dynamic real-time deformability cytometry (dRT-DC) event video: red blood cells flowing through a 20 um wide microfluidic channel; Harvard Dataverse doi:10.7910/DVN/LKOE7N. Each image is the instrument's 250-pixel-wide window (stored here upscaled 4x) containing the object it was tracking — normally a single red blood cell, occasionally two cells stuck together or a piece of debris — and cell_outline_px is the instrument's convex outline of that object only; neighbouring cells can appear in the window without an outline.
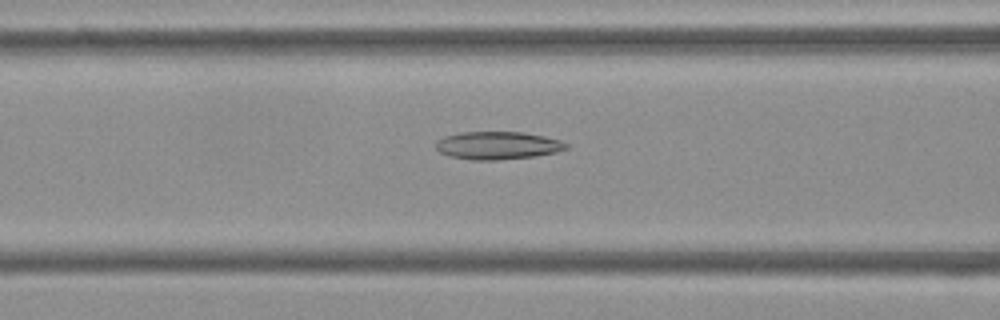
{"species": "Egyptian fruit bat (a non-hibernating species)", "species_latin": "Rousettus aegyptiacus", "temperature_condition": "cold", "stored_images_in_passage": 53, "camera_frame_rate_fps": 3000, "um_per_image_px": 0.085, "frame": {"image": 1, "passage_image": 21, "time_ms": 6.667, "image_size_px": [1000, 320], "cell_outline_px": [[568, 148], [556, 152], [536, 156], [496, 160], [472, 160], [448, 156], [440, 152], [436, 148], [436, 140], [444, 136], [460, 132], [524, 132], [544, 136], [560, 140], [568, 144]], "centroid_in_image_um": [42.29, 12.36], "position_along_channel_um": 124.3, "area_um2": 21.27}}
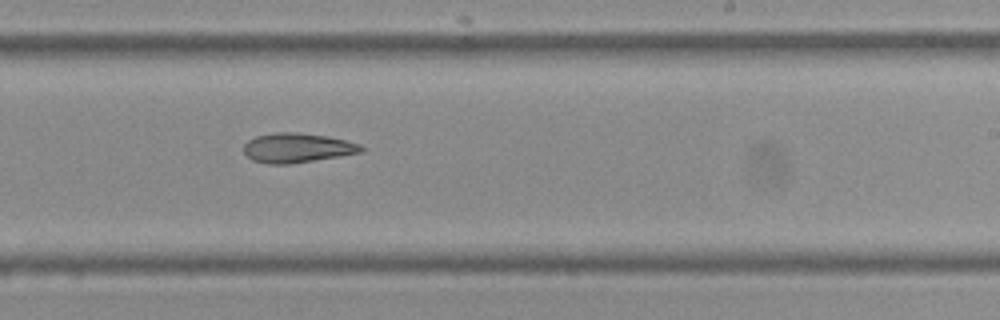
{"frame": {"image": 2, "passage_image": 32, "time_ms": 10.333, "image_size_px": [1000, 320], "cell_outline_px": [[364, 152], [340, 156], [288, 164], [268, 164], [252, 160], [244, 152], [244, 144], [248, 140], [256, 136], [276, 132], [296, 132], [328, 136], [360, 144], [364, 148]], "centroid_in_image_um": [25.26, 12.56], "position_along_channel_um": 263.7, "area_um2": 20.17}}
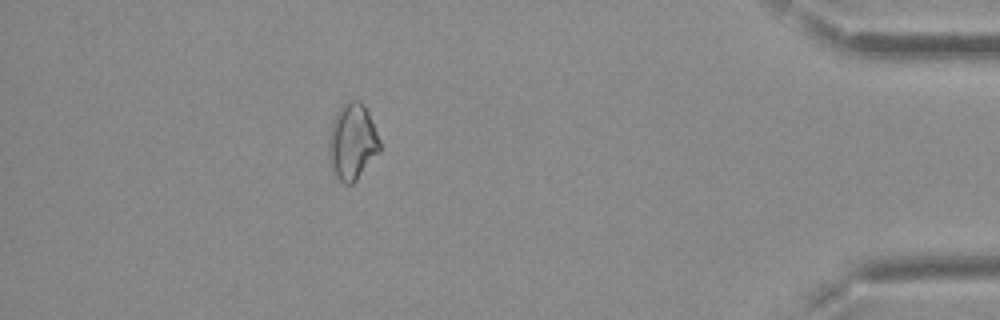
{"frame": {"image": 3, "passage_image": 47, "time_ms": 15.333, "image_size_px": [1000, 320], "cell_outline_px": [[380, 152], [356, 180], [352, 184], [344, 184], [332, 172], [328, 156], [328, 140], [332, 124], [340, 108], [348, 100], [360, 100], [368, 112], [380, 140]], "centroid_in_image_um": [29.94, 12.08], "position_along_channel_um": 405.3, "area_um2": 22.6}, "authors_computed_cell_mechanics": {"area_um2": 22.1952, "velocity_mm_per_s": 3.8001, "shape_relaxation_time_tau1_ms": null, "shape_relaxation_time_tau2_ms": 7.3814, "deformation_change_tau1": null, "deformation_change_tau2": 0.1581}}